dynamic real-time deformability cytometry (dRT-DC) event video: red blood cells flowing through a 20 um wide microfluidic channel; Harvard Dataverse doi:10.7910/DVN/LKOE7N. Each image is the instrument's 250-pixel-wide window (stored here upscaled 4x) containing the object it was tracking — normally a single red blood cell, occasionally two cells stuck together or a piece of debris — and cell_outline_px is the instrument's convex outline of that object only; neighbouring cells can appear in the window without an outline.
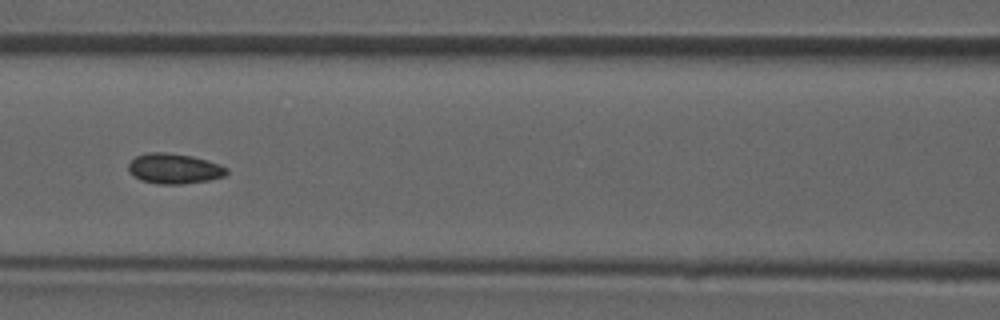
{"species": "common noctule bat (a hibernating species)", "species_latin": "Nyctalus noctula", "temperature_condition": "room temperature", "stored_images_in_passage": 46, "camera_frame_rate_fps": 3000, "um_per_image_px": 0.085, "animal": {"sex": "male", "forearm_length_mm": 52.5}, "frame": {"image": 1, "passage_image": 20, "time_ms": 6.333, "image_size_px": [1000, 320], "cell_outline_px": [[228, 172], [224, 176], [208, 180], [180, 184], [160, 184], [140, 180], [132, 176], [128, 172], [128, 164], [136, 156], [148, 152], [164, 152], [192, 156], [208, 160], [220, 164], [228, 168]], "centroid_in_image_um": [14.79, 14.33], "position_along_channel_um": 151.8, "area_um2": 17.4}}